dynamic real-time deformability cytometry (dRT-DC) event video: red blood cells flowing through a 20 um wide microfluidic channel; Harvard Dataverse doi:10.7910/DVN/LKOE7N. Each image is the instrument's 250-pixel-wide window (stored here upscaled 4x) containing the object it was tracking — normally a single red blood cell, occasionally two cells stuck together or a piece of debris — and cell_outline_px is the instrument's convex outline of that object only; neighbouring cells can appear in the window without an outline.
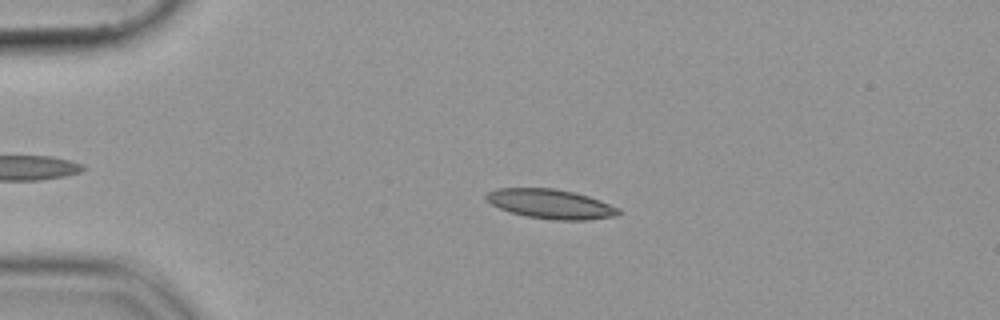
{"species": "common noctule bat (a hibernating species)", "species_latin": "Nyctalus noctula", "temperature_condition": "cold", "stored_images_in_passage": 54, "camera_frame_rate_fps": 3000, "um_per_image_px": 0.085, "animal": {"sex": "female", "body_mass_g": 19.9}, "frame": {"image": 1, "passage_image": 12, "time_ms": 3.667, "image_size_px": [1000, 320], "cell_outline_px": [[620, 212], [616, 216], [584, 220], [552, 220], [524, 216], [500, 208], [492, 204], [484, 196], [488, 192], [496, 188], [552, 188], [572, 192], [588, 196], [600, 200], [620, 208]], "centroid_in_image_um": [46.81, 17.34], "position_along_channel_um": 38.2, "area_um2": 22.6}}
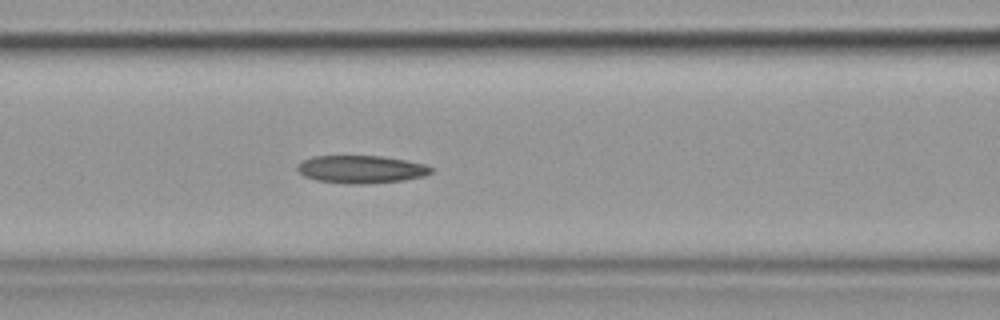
{"frame": {"image": 2, "passage_image": 23, "time_ms": 7.333, "image_size_px": [1000, 320], "cell_outline_px": [[432, 172], [424, 176], [404, 180], [368, 184], [352, 184], [316, 180], [304, 176], [296, 168], [296, 164], [300, 160], [312, 156], [384, 156], [424, 164], [432, 168]], "centroid_in_image_um": [30.65, 14.39], "position_along_channel_um": 135.9, "area_um2": 21.73}}
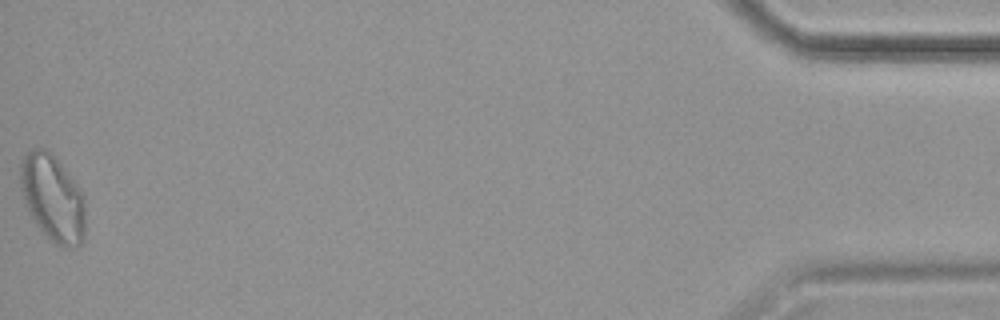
{"frame": {"image": 3, "passage_image": 54, "time_ms": 17.667, "image_size_px": [1000, 320], "cell_outline_px": [[84, 240], [76, 248], [64, 248], [56, 244], [36, 224], [28, 212], [20, 188], [20, 160], [28, 152], [36, 148], [44, 148], [56, 156], [76, 184], [84, 196]], "centroid_in_image_um": [4.47, 16.83], "position_along_channel_um": 430.7, "area_um2": 32.83}}